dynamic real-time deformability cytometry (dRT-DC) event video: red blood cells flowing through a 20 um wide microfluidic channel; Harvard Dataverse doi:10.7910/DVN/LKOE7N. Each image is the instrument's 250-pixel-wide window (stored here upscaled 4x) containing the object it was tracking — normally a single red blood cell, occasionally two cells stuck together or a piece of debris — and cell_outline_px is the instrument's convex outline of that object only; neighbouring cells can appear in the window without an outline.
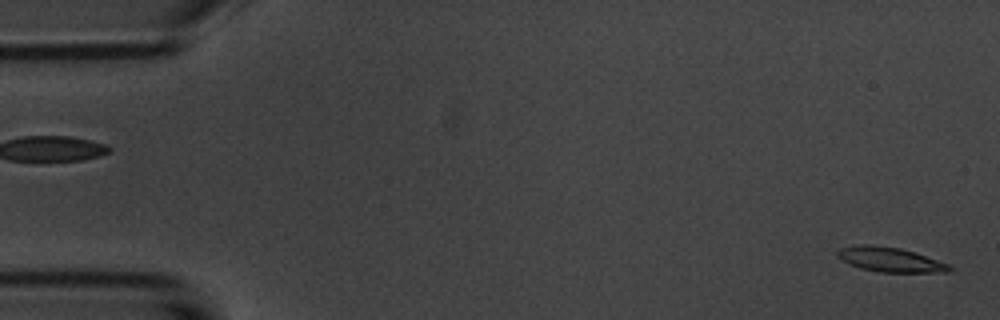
{"species": "common noctule bat (a hibernating species)", "species_latin": "Nyctalus noctula", "temperature_condition": "room temperature", "stored_images_in_passage": 53, "camera_frame_rate_fps": 3000, "um_per_image_px": 0.085, "animal": {"sex": "male", "body_mass_g": 20.1, "forearm_length_mm": 53.5}, "frame": {"image": 1, "passage_image": 1, "time_ms": 0.0, "image_size_px": [1000, 320], "cell_outline_px": [[956, 268], [952, 272], [880, 272], [860, 268], [836, 256], [836, 252], [840, 248], [856, 244], [872, 244], [900, 248], [916, 252], [948, 264]], "centroid_in_image_um": [75.7, 22.05], "position_along_channel_um": 9.3, "area_um2": 16.18}}
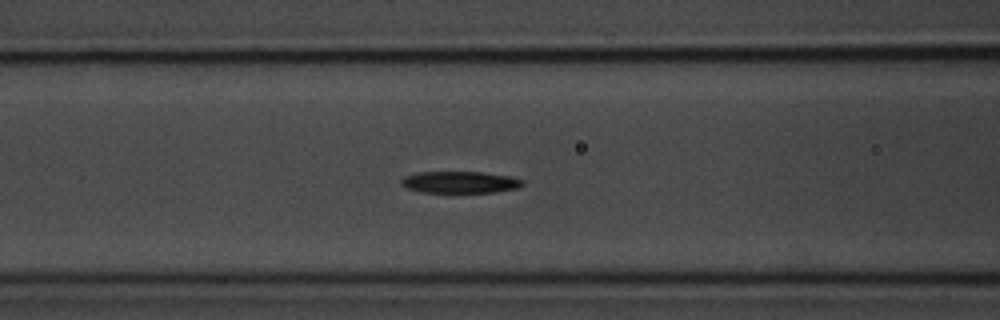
{"frame": {"image": 2, "passage_image": 21, "time_ms": 6.667, "image_size_px": [1000, 320], "cell_outline_px": [[524, 184], [516, 188], [496, 192], [420, 192], [404, 188], [400, 184], [400, 180], [404, 176], [416, 172], [480, 172], [512, 176], [524, 180]], "centroid_in_image_um": [39.06, 15.48], "position_along_channel_um": 127.5, "area_um2": 15.55}}
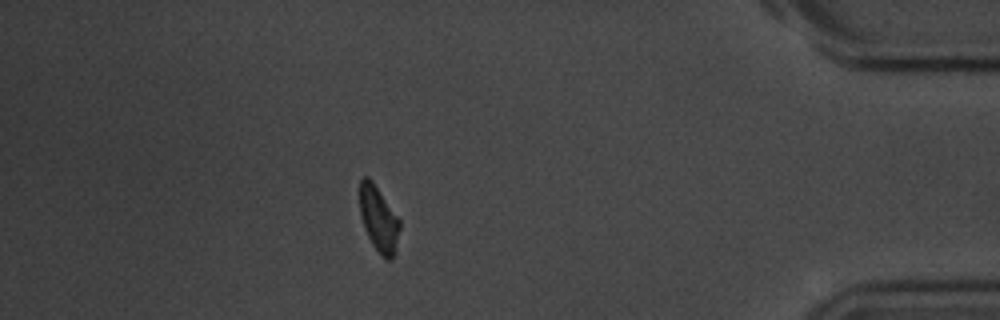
{"frame": {"image": 3, "passage_image": 47, "time_ms": 15.333, "image_size_px": [1000, 320], "cell_outline_px": [[400, 228], [396, 252], [392, 260], [384, 260], [380, 256], [372, 244], [364, 228], [360, 212], [360, 180], [364, 176], [368, 176], [372, 180], [400, 220]], "centroid_in_image_um": [32.2, 18.67], "position_along_channel_um": 403.0, "area_um2": 15.43}, "authors_computed_cell_mechanics": {"area_um2": 15.8372, "velocity_mm_per_s": 3.6948, "shape_relaxation_time_tau1_ms": 3.6067, "shape_relaxation_time_tau2_ms": 7.5003, "deformation_change_tau1": 0.1545, "deformation_change_tau2": 0.1664}}